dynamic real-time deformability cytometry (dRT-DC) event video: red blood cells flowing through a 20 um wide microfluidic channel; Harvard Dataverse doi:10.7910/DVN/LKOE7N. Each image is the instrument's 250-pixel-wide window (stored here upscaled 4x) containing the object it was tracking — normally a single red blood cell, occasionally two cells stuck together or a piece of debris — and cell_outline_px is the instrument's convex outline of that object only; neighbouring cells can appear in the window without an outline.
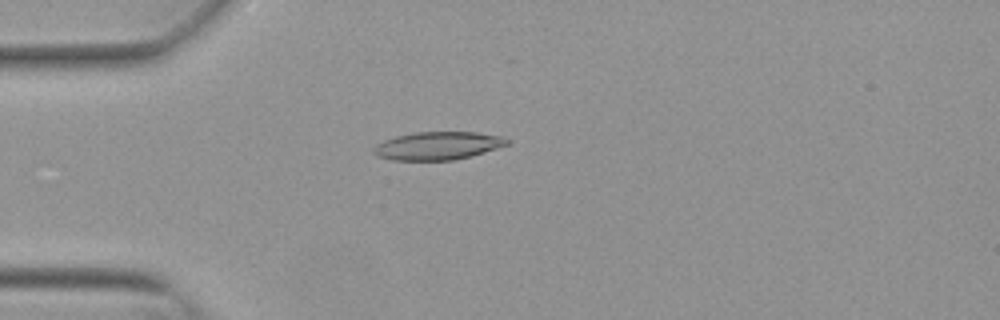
{"species": "Egyptian fruit bat (a non-hibernating species)", "species_latin": "Rousettus aegyptiacus", "temperature_condition": "warm", "stored_images_in_passage": 50, "camera_frame_rate_fps": 3000, "um_per_image_px": 0.085, "animal": {"sex": "female"}, "frame": {"image": 1, "passage_image": 11, "time_ms": 3.333, "image_size_px": [1000, 320], "cell_outline_px": [[512, 140], [508, 144], [496, 148], [468, 156], [452, 160], [392, 160], [376, 156], [372, 152], [372, 148], [376, 144], [384, 140], [396, 136], [416, 132], [476, 132], [500, 136]], "centroid_in_image_um": [37.16, 12.38], "position_along_channel_um": 47.8, "area_um2": 21.68}}
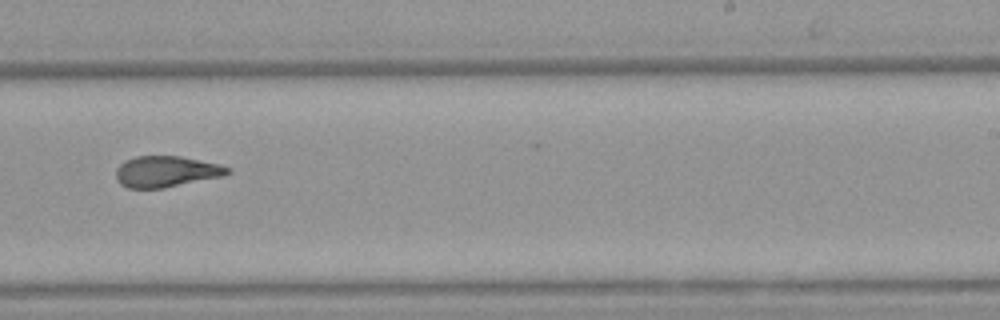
{"frame": {"image": 2, "passage_image": 30, "time_ms": 9.667, "image_size_px": [1000, 320], "cell_outline_px": [[232, 172], [224, 176], [164, 188], [128, 188], [120, 184], [116, 180], [116, 168], [124, 160], [136, 156], [180, 156], [220, 164], [228, 168]], "centroid_in_image_um": [14.11, 14.58], "position_along_channel_um": 274.9, "area_um2": 20.35}}
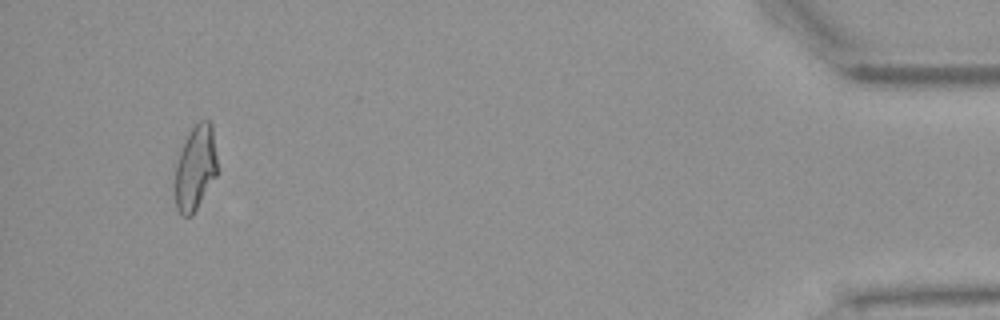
{"frame": {"image": 3, "passage_image": 47, "time_ms": 15.333, "image_size_px": [1000, 320], "cell_outline_px": [[216, 176], [192, 216], [184, 216], [176, 208], [176, 160], [184, 140], [188, 132], [200, 120], [208, 120], [212, 124], [216, 156]], "centroid_in_image_um": [16.6, 14.24], "position_along_channel_um": 418.6, "area_um2": 20.69}, "authors_computed_cell_mechanics": {"area_um2": 21.1548, "velocity_mm_per_s": 3.8445, "shape_relaxation_time_tau1_ms": null, "shape_relaxation_time_tau2_ms": 2.4058, "deformation_change_tau1": null, "deformation_change_tau2": 0.105}}